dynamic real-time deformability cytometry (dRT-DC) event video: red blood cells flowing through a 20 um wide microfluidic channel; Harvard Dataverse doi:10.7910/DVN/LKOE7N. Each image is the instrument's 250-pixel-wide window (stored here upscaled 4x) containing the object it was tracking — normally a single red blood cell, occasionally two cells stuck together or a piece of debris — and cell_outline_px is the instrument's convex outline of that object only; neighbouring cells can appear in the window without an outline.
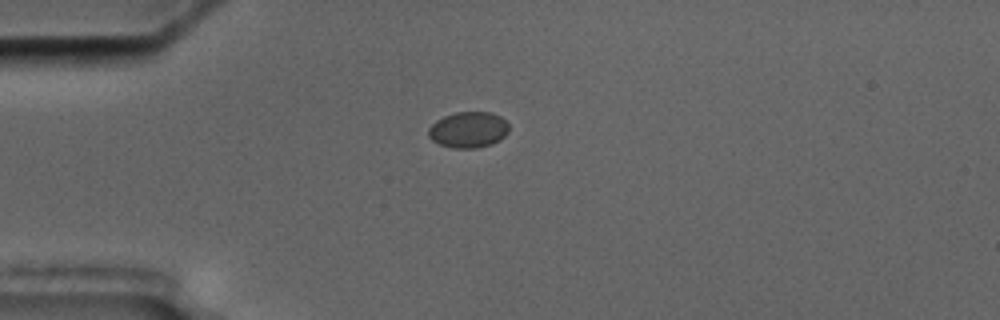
{"species": "common noctule bat (a hibernating species)", "species_latin": "Nyctalus noctula", "temperature_condition": "cold", "stored_images_in_passage": 5, "camera_frame_rate_fps": 3000, "um_per_image_px": 0.085, "animal": {"sex": "male", "body_mass_g": 17.5, "forearm_length_mm": 52.3}, "frame": {"image": 1, "passage_image": 1, "time_ms": 0.0, "image_size_px": [1000, 320], "cell_outline_px": [[508, 132], [500, 140], [492, 144], [476, 148], [452, 148], [440, 144], [432, 140], [428, 136], [428, 128], [436, 120], [444, 116], [456, 112], [492, 112], [500, 116], [508, 124]], "centroid_in_image_um": [39.81, 11.03], "position_along_channel_um": 45.2, "area_um2": 16.94}}
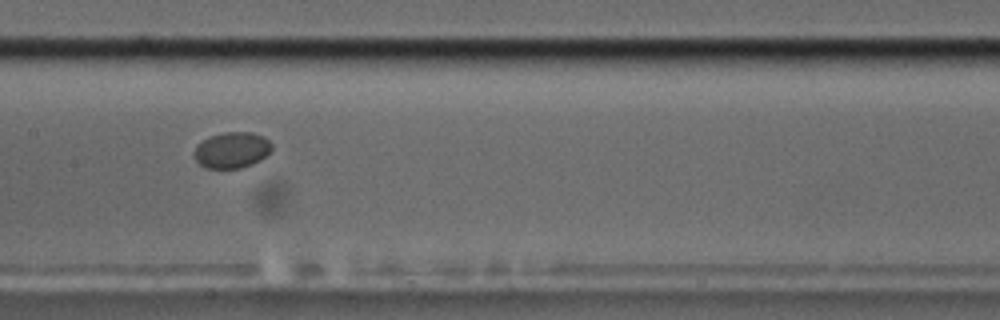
{"frame": {"image": 2, "passage_image": 5, "time_ms": 4.667, "image_size_px": [1000, 320], "cell_outline_px": [[272, 148], [260, 160], [252, 164], [240, 168], [208, 168], [200, 164], [196, 160], [196, 144], [208, 136], [224, 132], [252, 132], [264, 136], [272, 144]], "centroid_in_image_um": [19.72, 12.74], "position_along_channel_um": 187.7, "area_um2": 16.18}}